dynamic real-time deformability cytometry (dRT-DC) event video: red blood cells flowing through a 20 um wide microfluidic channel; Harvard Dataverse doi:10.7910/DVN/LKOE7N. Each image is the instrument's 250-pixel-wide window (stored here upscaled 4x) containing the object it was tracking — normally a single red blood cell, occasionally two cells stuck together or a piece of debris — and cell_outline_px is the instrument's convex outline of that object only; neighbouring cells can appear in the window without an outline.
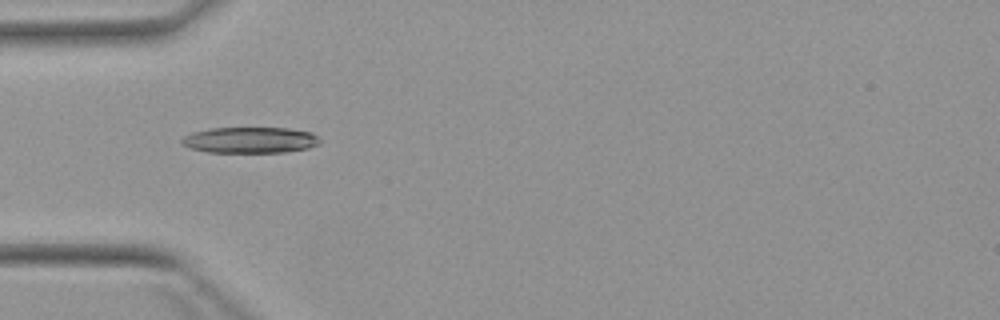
{"species": "Egyptian fruit bat (a non-hibernating species)", "species_latin": "Rousettus aegyptiacus", "temperature_condition": "warm", "stored_images_in_passage": 5, "camera_frame_rate_fps": 3000, "um_per_image_px": 0.085, "animal": {"sex": "female"}, "frame": {"image": 1, "passage_image": 4, "time_ms": 3.333, "image_size_px": [1000, 320], "cell_outline_px": [[320, 144], [308, 148], [284, 152], [208, 152], [188, 148], [180, 144], [180, 140], [184, 136], [192, 132], [208, 128], [288, 128], [312, 132], [320, 140]], "centroid_in_image_um": [21.22, 11.9], "position_along_channel_um": 63.8, "area_um2": 21.1}}
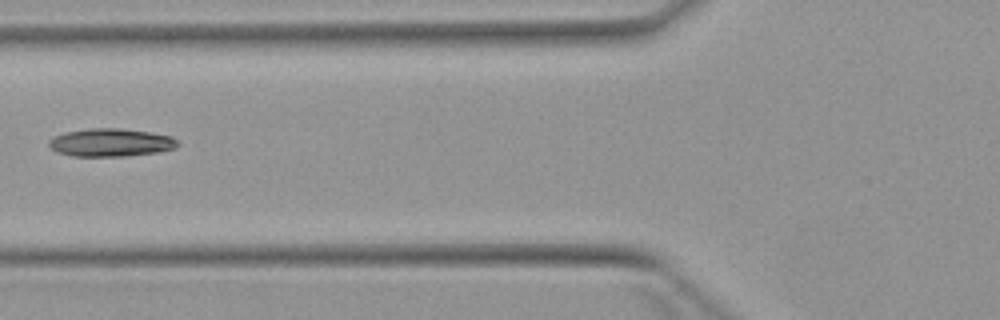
{"frame": {"image": 2, "passage_image": 5, "time_ms": 4.667, "image_size_px": [1000, 320], "cell_outline_px": [[180, 144], [176, 148], [156, 152], [128, 156], [72, 156], [56, 152], [48, 144], [48, 140], [64, 132], [92, 128], [120, 128], [148, 132], [172, 136]], "centroid_in_image_um": [9.42, 12.12], "position_along_channel_um": 116.4, "area_um2": 20.98}}